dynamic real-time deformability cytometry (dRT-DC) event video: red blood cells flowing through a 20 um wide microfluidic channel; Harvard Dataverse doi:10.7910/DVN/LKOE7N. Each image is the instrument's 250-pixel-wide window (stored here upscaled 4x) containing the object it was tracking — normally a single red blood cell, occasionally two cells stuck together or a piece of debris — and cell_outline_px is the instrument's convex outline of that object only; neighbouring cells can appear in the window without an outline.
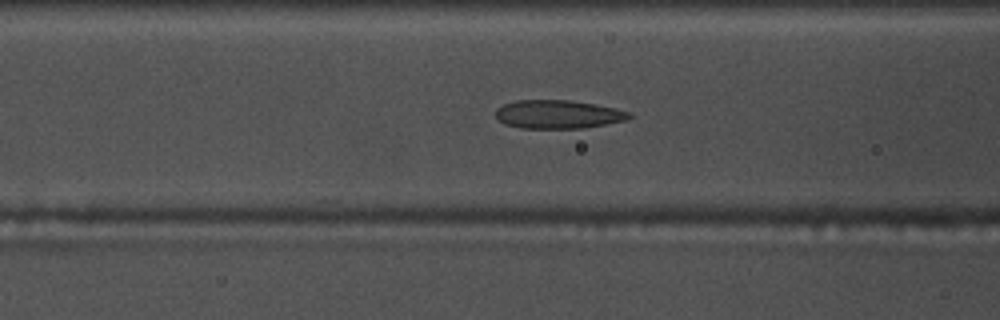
{"species": "common noctule bat (a hibernating species)", "species_latin": "Nyctalus noctula", "temperature_condition": "warm", "stored_images_in_passage": 38, "camera_frame_rate_fps": 3000, "um_per_image_px": 0.085, "animal": {"sex": "male", "body_mass_g": 17.5, "forearm_length_mm": 52.3}, "frame": {"image": 1, "passage_image": 6, "time_ms": 1.667, "image_size_px": [1000, 320], "cell_outline_px": [[632, 116], [628, 120], [584, 128], [520, 128], [504, 124], [496, 116], [496, 108], [504, 104], [516, 100], [568, 100], [616, 108], [632, 112]], "centroid_in_image_um": [47.45, 9.72], "position_along_channel_um": 119.1, "area_um2": 22.2}}
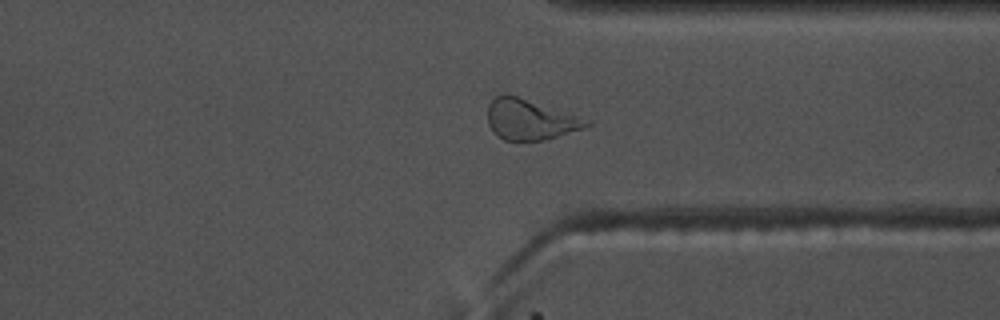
{"frame": {"image": 2, "passage_image": 26, "time_ms": 8.333, "image_size_px": [1000, 320], "cell_outline_px": [[592, 124], [584, 128], [544, 140], [504, 140], [496, 136], [492, 132], [488, 124], [488, 104], [496, 96], [504, 92], [508, 92], [576, 116]], "centroid_in_image_um": [44.96, 10.14], "position_along_channel_um": 366.4, "area_um2": 23.18}}
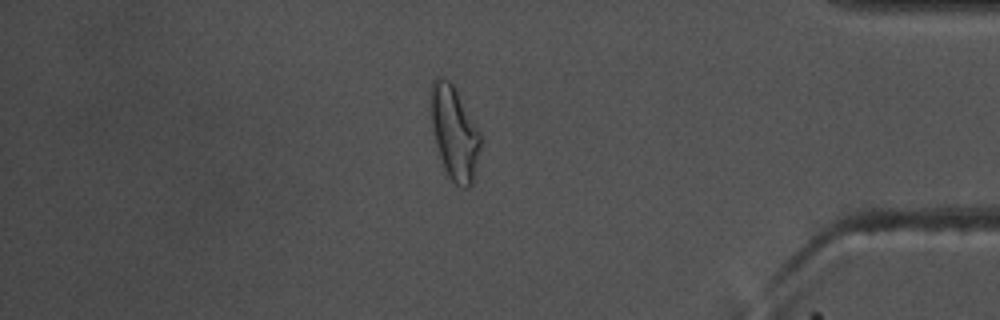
{"frame": {"image": 3, "passage_image": 31, "time_ms": 10.0, "image_size_px": [1000, 320], "cell_outline_px": [[480, 148], [472, 184], [468, 188], [460, 188], [448, 176], [444, 168], [440, 156], [432, 128], [432, 80], [436, 76], [440, 76], [448, 80], [456, 88], [480, 132]], "centroid_in_image_um": [38.64, 11.3], "position_along_channel_um": 396.6, "area_um2": 26.59}}